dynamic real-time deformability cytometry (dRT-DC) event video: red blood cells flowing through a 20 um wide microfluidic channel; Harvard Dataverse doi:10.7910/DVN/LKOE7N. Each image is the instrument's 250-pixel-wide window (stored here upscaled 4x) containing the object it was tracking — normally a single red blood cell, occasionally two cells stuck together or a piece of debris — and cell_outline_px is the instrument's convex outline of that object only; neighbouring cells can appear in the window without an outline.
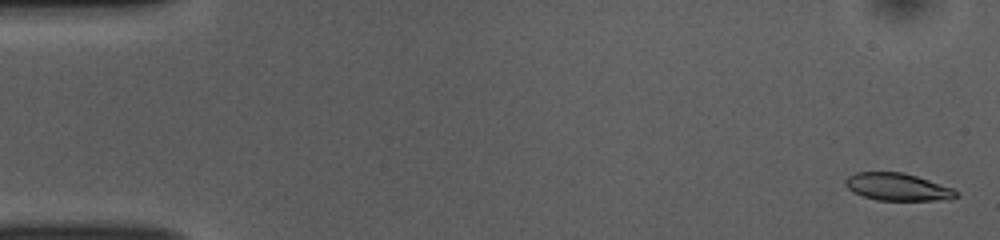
{"species": "common noctule bat (a hibernating species)", "species_latin": "Nyctalus noctula", "temperature_condition": "room temperature", "stored_images_in_passage": 52, "camera_frame_rate_fps": 3000, "um_per_image_px": 0.085, "animal": {"sex": "female", "body_mass_g": 10.0, "forearm_length_mm": 53.1}, "frame": {"image": 1, "passage_image": 2, "time_ms": 0.333, "image_size_px": [1000, 240], "cell_outline_px": [[960, 196], [952, 200], [876, 200], [852, 192], [844, 184], [844, 180], [848, 176], [856, 172], [900, 172], [916, 176], [952, 188], [960, 192]], "centroid_in_image_um": [76.31, 15.9], "position_along_channel_um": 8.7, "area_um2": 17.8}}
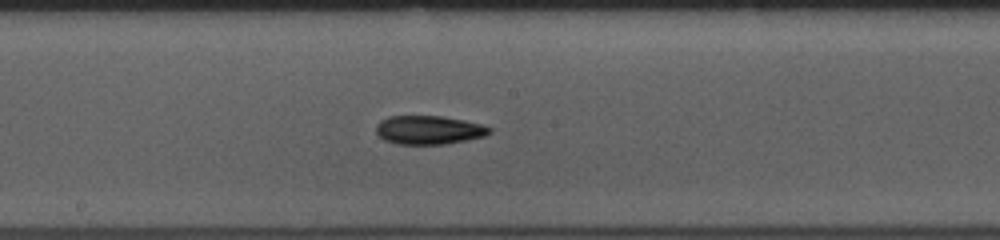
{"frame": {"image": 2, "passage_image": 28, "time_ms": 9.0, "image_size_px": [1000, 240], "cell_outline_px": [[492, 132], [484, 136], [444, 144], [396, 144], [384, 140], [376, 132], [376, 124], [380, 120], [388, 116], [440, 116], [464, 120], [480, 124], [492, 128]], "centroid_in_image_um": [36.42, 11.04], "position_along_channel_um": 211.8, "area_um2": 18.9}}
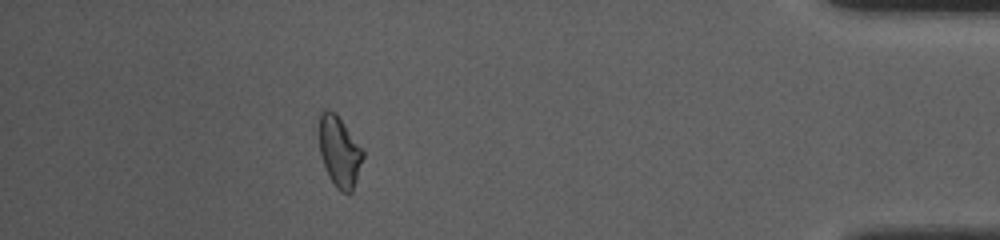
{"frame": {"image": 3, "passage_image": 47, "time_ms": 15.333, "image_size_px": [1000, 240], "cell_outline_px": [[364, 156], [352, 192], [340, 192], [336, 188], [328, 176], [320, 152], [320, 112], [324, 108], [328, 108], [336, 112], [364, 148]], "centroid_in_image_um": [28.87, 12.84], "position_along_channel_um": 406.3, "area_um2": 18.26}, "authors_computed_cell_mechanics": {"area_um2": 18.6405, "velocity_mm_per_s": 3.8485, "shape_relaxation_time_tau1_ms": 5.13, "shape_relaxation_time_tau2_ms": 9.2768, "deformation_change_tau1": 0.1395, "deformation_change_tau2": 0.1812}}